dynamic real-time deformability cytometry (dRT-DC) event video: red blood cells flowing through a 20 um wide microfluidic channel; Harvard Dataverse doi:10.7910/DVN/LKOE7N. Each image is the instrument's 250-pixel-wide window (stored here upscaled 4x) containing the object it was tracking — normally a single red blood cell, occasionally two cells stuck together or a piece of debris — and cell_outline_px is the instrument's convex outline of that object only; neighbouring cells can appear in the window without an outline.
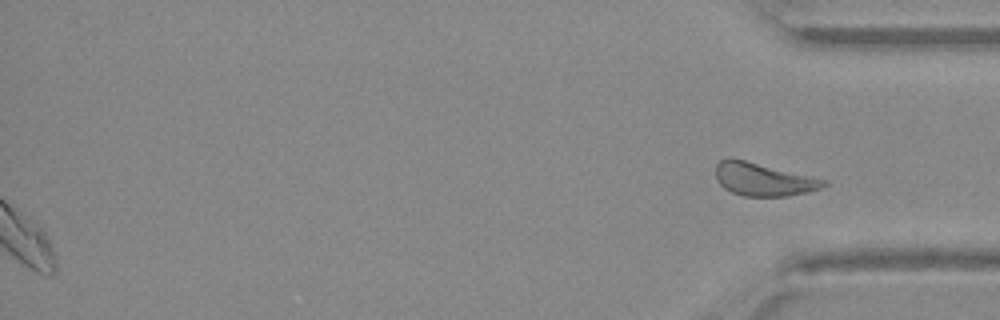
{"species": "Egyptian fruit bat (a non-hibernating species)", "species_latin": "Rousettus aegyptiacus", "temperature_condition": "warm", "stored_images_in_passage": 34, "segment_of_instrument_passage": [2, 2], "camera_frame_rate_fps": 3000, "um_per_image_px": 0.085, "animal": {"sex": "female"}, "frame": {"image": 1, "passage_image": 34, "time_ms": 11.0, "image_size_px": [1000, 320], "cell_outline_px": [[828, 184], [820, 188], [808, 192], [788, 196], [740, 196], [724, 188], [720, 184], [716, 176], [716, 164], [720, 160], [744, 160], [828, 180]], "centroid_in_image_um": [64.92, 15.27], "position_along_channel_um": 370.3, "area_um2": 20.4}}